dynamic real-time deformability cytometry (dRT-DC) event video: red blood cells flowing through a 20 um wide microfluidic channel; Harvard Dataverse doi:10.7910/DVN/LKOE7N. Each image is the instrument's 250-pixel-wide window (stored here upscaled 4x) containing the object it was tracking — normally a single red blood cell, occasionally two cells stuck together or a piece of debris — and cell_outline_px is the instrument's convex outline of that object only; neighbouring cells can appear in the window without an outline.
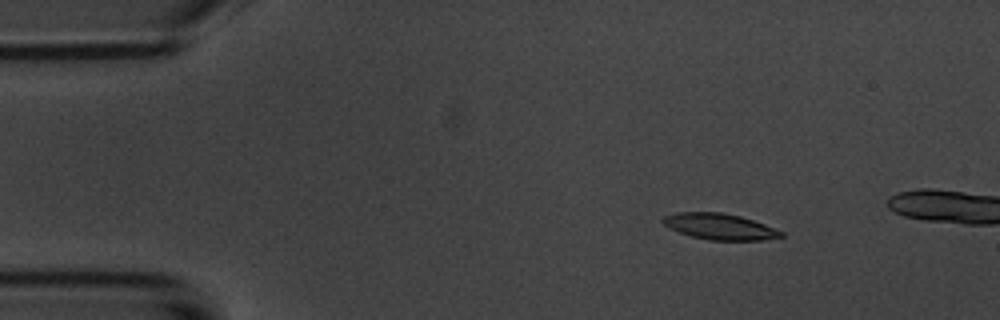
{"species": "common noctule bat (a hibernating species)", "species_latin": "Nyctalus noctula", "temperature_condition": "room temperature", "stored_images_in_passage": 4, "camera_frame_rate_fps": 3000, "um_per_image_px": 0.085, "animal": {"sex": "male", "body_mass_g": 20.1, "forearm_length_mm": 53.5}, "frame": {"image": 1, "passage_image": 2, "time_ms": 1.0, "image_size_px": [1000, 320], "cell_outline_px": [[784, 236], [760, 240], [712, 240], [692, 236], [668, 228], [660, 220], [664, 216], [676, 212], [720, 212], [740, 216], [764, 224], [784, 232]], "centroid_in_image_um": [61.15, 19.25], "position_along_channel_um": 23.9, "area_um2": 17.8}}